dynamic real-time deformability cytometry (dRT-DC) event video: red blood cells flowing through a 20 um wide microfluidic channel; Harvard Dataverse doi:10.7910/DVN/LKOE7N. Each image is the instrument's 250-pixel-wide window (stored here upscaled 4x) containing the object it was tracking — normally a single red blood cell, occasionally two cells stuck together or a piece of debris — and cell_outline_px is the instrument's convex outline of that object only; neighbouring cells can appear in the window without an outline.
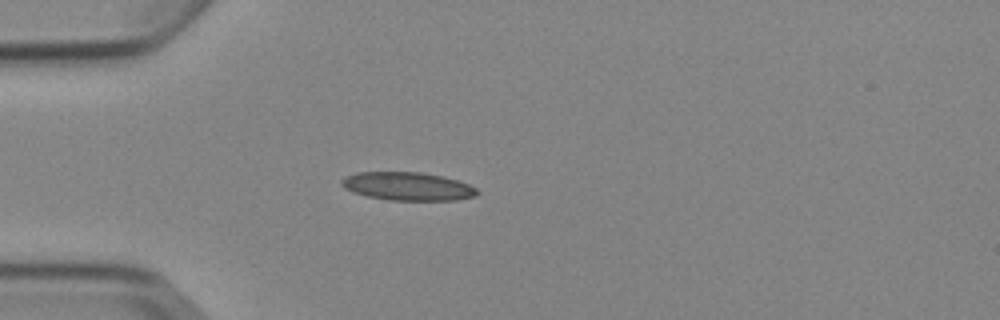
{"species": "Egyptian fruit bat (a non-hibernating species)", "species_latin": "Rousettus aegyptiacus", "temperature_condition": "cold", "stored_images_in_passage": 4, "camera_frame_rate_fps": 3000, "um_per_image_px": 0.085, "animal": {"sex": "female"}, "frame": {"image": 1, "passage_image": 4, "time_ms": 3.333, "image_size_px": [1000, 320], "cell_outline_px": [[480, 192], [476, 196], [456, 200], [392, 200], [368, 196], [352, 192], [344, 188], [340, 184], [340, 180], [356, 172], [420, 172], [444, 176], [460, 180], [476, 188]], "centroid_in_image_um": [34.68, 15.83], "position_along_channel_um": 50.3, "area_um2": 22.43}}